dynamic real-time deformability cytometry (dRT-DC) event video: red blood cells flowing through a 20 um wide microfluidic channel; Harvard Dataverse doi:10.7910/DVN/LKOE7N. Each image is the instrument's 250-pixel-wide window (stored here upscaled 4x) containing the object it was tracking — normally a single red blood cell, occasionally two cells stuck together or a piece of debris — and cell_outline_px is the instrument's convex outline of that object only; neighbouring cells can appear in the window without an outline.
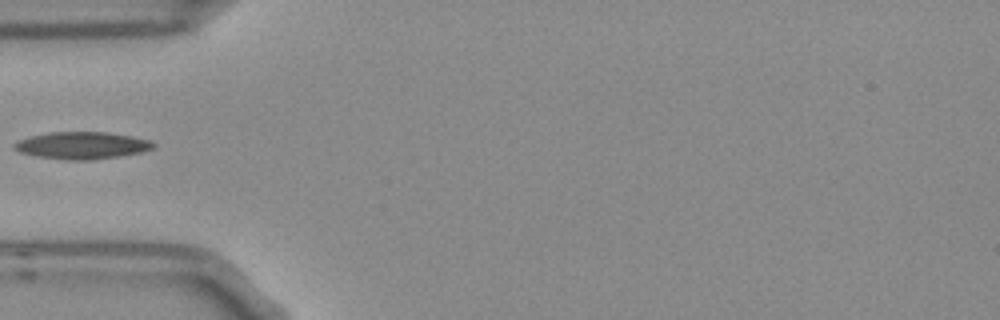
{"species": "Egyptian fruit bat (a non-hibernating species)", "species_latin": "Rousettus aegyptiacus", "temperature_condition": "room temperature", "stored_images_in_passage": 3, "camera_frame_rate_fps": 3000, "um_per_image_px": 0.085, "frame": {"image": 1, "passage_image": 3, "time_ms": 0.667, "image_size_px": [1000, 320], "cell_outline_px": [[156, 144], [152, 148], [140, 152], [120, 156], [88, 160], [68, 160], [36, 156], [20, 152], [12, 148], [12, 144], [20, 140], [32, 136], [48, 132], [108, 132], [148, 140]], "centroid_in_image_um": [6.92, 12.36], "position_along_channel_um": 78.1, "area_um2": 21.73}}